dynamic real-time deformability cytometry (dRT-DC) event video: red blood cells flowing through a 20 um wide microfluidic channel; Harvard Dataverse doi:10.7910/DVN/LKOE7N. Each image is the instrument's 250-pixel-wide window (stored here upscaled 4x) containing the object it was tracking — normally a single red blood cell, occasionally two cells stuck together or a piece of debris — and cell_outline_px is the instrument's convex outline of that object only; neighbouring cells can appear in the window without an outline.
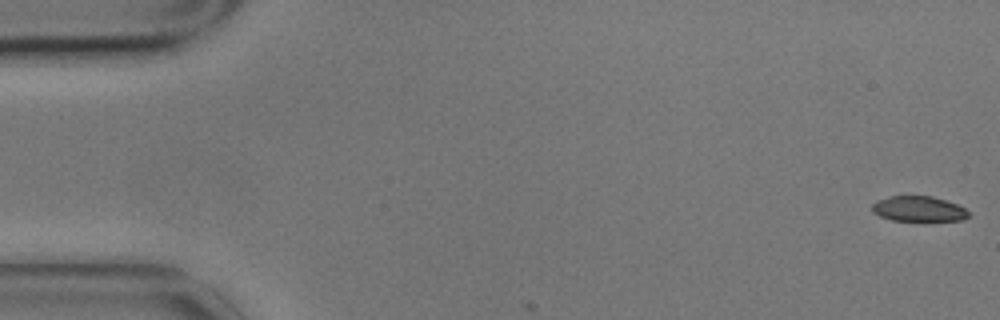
{"species": "common noctule bat (a hibernating species)", "species_latin": "Nyctalus noctula", "temperature_condition": "cold", "stored_images_in_passage": 2, "camera_frame_rate_fps": 3000, "um_per_image_px": 0.085, "animal": {"sex": "male", "body_mass_g": 17.9}, "frame": {"image": 1, "passage_image": 1, "time_ms": 0.0, "image_size_px": [1000, 320], "cell_outline_px": [[968, 216], [964, 220], [892, 220], [880, 216], [872, 212], [872, 204], [876, 200], [892, 196], [932, 196], [956, 204], [964, 208], [968, 212]], "centroid_in_image_um": [78.05, 17.75], "position_along_channel_um": 7.0, "area_um2": 13.99}}